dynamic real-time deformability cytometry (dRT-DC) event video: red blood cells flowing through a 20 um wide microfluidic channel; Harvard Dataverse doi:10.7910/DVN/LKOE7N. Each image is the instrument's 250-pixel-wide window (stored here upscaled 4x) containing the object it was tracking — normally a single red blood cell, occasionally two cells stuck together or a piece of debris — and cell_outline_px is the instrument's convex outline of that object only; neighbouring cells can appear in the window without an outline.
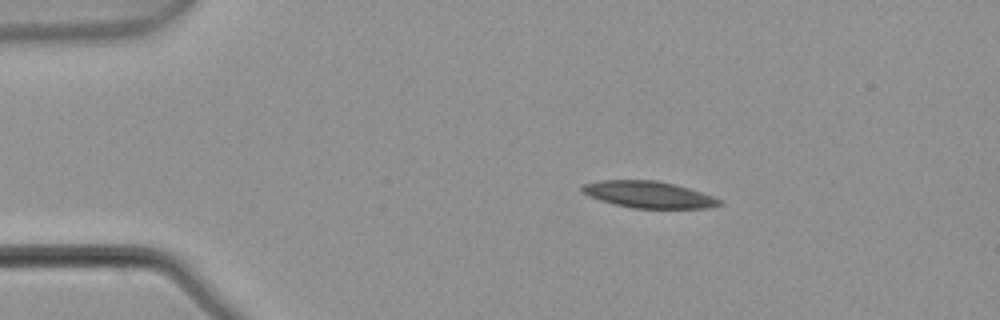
{"species": "common noctule bat (a hibernating species)", "species_latin": "Nyctalus noctula", "temperature_condition": "warm", "stored_images_in_passage": 3, "camera_frame_rate_fps": 3000, "um_per_image_px": 0.085, "animal": {"sex": "male", "body_mass_g": 21.5, "forearm_length_mm": 52.0}, "frame": {"image": 1, "passage_image": 2, "time_ms": 0.333, "image_size_px": [1000, 320], "cell_outline_px": [[724, 204], [712, 208], [632, 208], [600, 200], [588, 196], [580, 188], [580, 184], [600, 180], [656, 180], [688, 188], [724, 200]], "centroid_in_image_um": [55.14, 16.54], "position_along_channel_um": 29.9, "area_um2": 21.39}}